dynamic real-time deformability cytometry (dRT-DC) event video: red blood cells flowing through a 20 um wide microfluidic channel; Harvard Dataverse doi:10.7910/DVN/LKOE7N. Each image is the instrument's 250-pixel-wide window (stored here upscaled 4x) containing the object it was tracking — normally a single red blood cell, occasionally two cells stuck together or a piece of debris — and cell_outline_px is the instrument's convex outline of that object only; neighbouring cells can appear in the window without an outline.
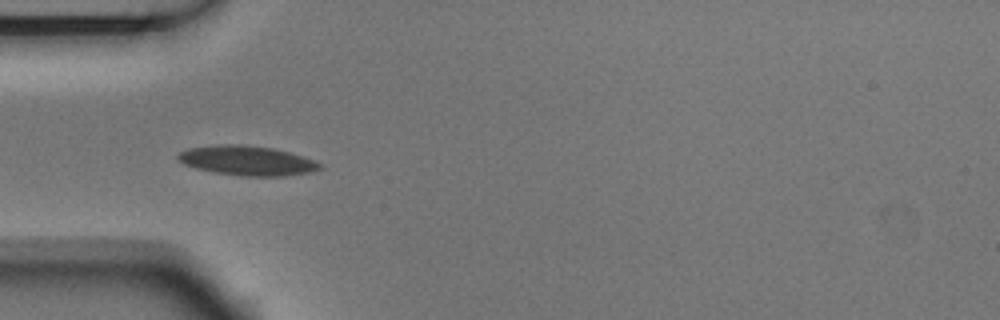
{"species": "Egyptian fruit bat (a non-hibernating species)", "species_latin": "Rousettus aegyptiacus", "temperature_condition": "room temperature", "stored_images_in_passage": 5, "camera_frame_rate_fps": 3000, "um_per_image_px": 0.085, "animal": {"sex": "male"}, "frame": {"image": 1, "passage_image": 5, "time_ms": 1.333, "image_size_px": [1000, 320], "cell_outline_px": [[324, 168], [308, 172], [284, 176], [244, 176], [212, 172], [196, 168], [184, 164], [176, 160], [176, 156], [180, 152], [188, 148], [216, 144], [240, 144], [272, 148], [304, 156], [320, 164]], "centroid_in_image_um": [20.95, 13.65], "position_along_channel_um": 64.0, "area_um2": 24.51}}